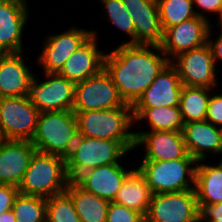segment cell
Segmentation results:
<instances>
[{
    "label": "cell",
    "mask_w": 222,
    "mask_h": 222,
    "mask_svg": "<svg viewBox=\"0 0 222 222\" xmlns=\"http://www.w3.org/2000/svg\"><path fill=\"white\" fill-rule=\"evenodd\" d=\"M169 62L159 45L119 44L105 53L104 69L124 102L133 105Z\"/></svg>",
    "instance_id": "obj_1"
},
{
    "label": "cell",
    "mask_w": 222,
    "mask_h": 222,
    "mask_svg": "<svg viewBox=\"0 0 222 222\" xmlns=\"http://www.w3.org/2000/svg\"><path fill=\"white\" fill-rule=\"evenodd\" d=\"M78 135L120 141L129 151L135 149L132 107L74 111ZM132 127V128H131Z\"/></svg>",
    "instance_id": "obj_2"
},
{
    "label": "cell",
    "mask_w": 222,
    "mask_h": 222,
    "mask_svg": "<svg viewBox=\"0 0 222 222\" xmlns=\"http://www.w3.org/2000/svg\"><path fill=\"white\" fill-rule=\"evenodd\" d=\"M70 181L65 158L36 151L18 189L20 194L47 199L65 192Z\"/></svg>",
    "instance_id": "obj_3"
},
{
    "label": "cell",
    "mask_w": 222,
    "mask_h": 222,
    "mask_svg": "<svg viewBox=\"0 0 222 222\" xmlns=\"http://www.w3.org/2000/svg\"><path fill=\"white\" fill-rule=\"evenodd\" d=\"M78 135L73 110L40 112L31 139L38 152L67 158Z\"/></svg>",
    "instance_id": "obj_4"
},
{
    "label": "cell",
    "mask_w": 222,
    "mask_h": 222,
    "mask_svg": "<svg viewBox=\"0 0 222 222\" xmlns=\"http://www.w3.org/2000/svg\"><path fill=\"white\" fill-rule=\"evenodd\" d=\"M127 153L130 151L120 141L77 135L66 158L68 176L75 180L88 169L119 163Z\"/></svg>",
    "instance_id": "obj_5"
},
{
    "label": "cell",
    "mask_w": 222,
    "mask_h": 222,
    "mask_svg": "<svg viewBox=\"0 0 222 222\" xmlns=\"http://www.w3.org/2000/svg\"><path fill=\"white\" fill-rule=\"evenodd\" d=\"M137 166L153 194L181 192L195 187L197 161L185 158L162 161H141Z\"/></svg>",
    "instance_id": "obj_6"
},
{
    "label": "cell",
    "mask_w": 222,
    "mask_h": 222,
    "mask_svg": "<svg viewBox=\"0 0 222 222\" xmlns=\"http://www.w3.org/2000/svg\"><path fill=\"white\" fill-rule=\"evenodd\" d=\"M39 114L29 95L0 98V129L5 140L31 141Z\"/></svg>",
    "instance_id": "obj_7"
},
{
    "label": "cell",
    "mask_w": 222,
    "mask_h": 222,
    "mask_svg": "<svg viewBox=\"0 0 222 222\" xmlns=\"http://www.w3.org/2000/svg\"><path fill=\"white\" fill-rule=\"evenodd\" d=\"M116 107H132V105L124 102L104 68L98 74L75 84L73 111Z\"/></svg>",
    "instance_id": "obj_8"
},
{
    "label": "cell",
    "mask_w": 222,
    "mask_h": 222,
    "mask_svg": "<svg viewBox=\"0 0 222 222\" xmlns=\"http://www.w3.org/2000/svg\"><path fill=\"white\" fill-rule=\"evenodd\" d=\"M170 63L176 68L183 86L207 87L217 90L219 82L215 60L208 43L184 52Z\"/></svg>",
    "instance_id": "obj_9"
},
{
    "label": "cell",
    "mask_w": 222,
    "mask_h": 222,
    "mask_svg": "<svg viewBox=\"0 0 222 222\" xmlns=\"http://www.w3.org/2000/svg\"><path fill=\"white\" fill-rule=\"evenodd\" d=\"M200 211L195 189L153 194L145 222H197Z\"/></svg>",
    "instance_id": "obj_10"
},
{
    "label": "cell",
    "mask_w": 222,
    "mask_h": 222,
    "mask_svg": "<svg viewBox=\"0 0 222 222\" xmlns=\"http://www.w3.org/2000/svg\"><path fill=\"white\" fill-rule=\"evenodd\" d=\"M44 74L43 81L36 73L33 77L29 94L32 104L40 112L73 110L75 83L58 73Z\"/></svg>",
    "instance_id": "obj_11"
},
{
    "label": "cell",
    "mask_w": 222,
    "mask_h": 222,
    "mask_svg": "<svg viewBox=\"0 0 222 222\" xmlns=\"http://www.w3.org/2000/svg\"><path fill=\"white\" fill-rule=\"evenodd\" d=\"M92 35V30L75 25L63 33L46 35L42 51L36 59L37 66H42L43 73H58L66 60Z\"/></svg>",
    "instance_id": "obj_12"
},
{
    "label": "cell",
    "mask_w": 222,
    "mask_h": 222,
    "mask_svg": "<svg viewBox=\"0 0 222 222\" xmlns=\"http://www.w3.org/2000/svg\"><path fill=\"white\" fill-rule=\"evenodd\" d=\"M211 23L199 16L163 31V39L159 45L168 60L181 53L203 46L208 42Z\"/></svg>",
    "instance_id": "obj_13"
},
{
    "label": "cell",
    "mask_w": 222,
    "mask_h": 222,
    "mask_svg": "<svg viewBox=\"0 0 222 222\" xmlns=\"http://www.w3.org/2000/svg\"><path fill=\"white\" fill-rule=\"evenodd\" d=\"M27 0H0V54L25 52L24 28L30 11Z\"/></svg>",
    "instance_id": "obj_14"
},
{
    "label": "cell",
    "mask_w": 222,
    "mask_h": 222,
    "mask_svg": "<svg viewBox=\"0 0 222 222\" xmlns=\"http://www.w3.org/2000/svg\"><path fill=\"white\" fill-rule=\"evenodd\" d=\"M135 149L145 150L142 161H168L188 155L182 131H139L135 132Z\"/></svg>",
    "instance_id": "obj_15"
},
{
    "label": "cell",
    "mask_w": 222,
    "mask_h": 222,
    "mask_svg": "<svg viewBox=\"0 0 222 222\" xmlns=\"http://www.w3.org/2000/svg\"><path fill=\"white\" fill-rule=\"evenodd\" d=\"M92 32L93 35L66 60L58 72L75 84L98 74L104 68L106 52L98 48L97 31Z\"/></svg>",
    "instance_id": "obj_16"
},
{
    "label": "cell",
    "mask_w": 222,
    "mask_h": 222,
    "mask_svg": "<svg viewBox=\"0 0 222 222\" xmlns=\"http://www.w3.org/2000/svg\"><path fill=\"white\" fill-rule=\"evenodd\" d=\"M133 169H130V166L126 169L121 162L98 166L84 171L74 181L85 191L113 201L123 181Z\"/></svg>",
    "instance_id": "obj_17"
},
{
    "label": "cell",
    "mask_w": 222,
    "mask_h": 222,
    "mask_svg": "<svg viewBox=\"0 0 222 222\" xmlns=\"http://www.w3.org/2000/svg\"><path fill=\"white\" fill-rule=\"evenodd\" d=\"M135 28V44L160 45L163 29L157 0H122Z\"/></svg>",
    "instance_id": "obj_18"
},
{
    "label": "cell",
    "mask_w": 222,
    "mask_h": 222,
    "mask_svg": "<svg viewBox=\"0 0 222 222\" xmlns=\"http://www.w3.org/2000/svg\"><path fill=\"white\" fill-rule=\"evenodd\" d=\"M36 151L31 141L3 140L0 143V184L19 187Z\"/></svg>",
    "instance_id": "obj_19"
},
{
    "label": "cell",
    "mask_w": 222,
    "mask_h": 222,
    "mask_svg": "<svg viewBox=\"0 0 222 222\" xmlns=\"http://www.w3.org/2000/svg\"><path fill=\"white\" fill-rule=\"evenodd\" d=\"M23 53L0 54V98L30 94L35 73L28 67Z\"/></svg>",
    "instance_id": "obj_20"
},
{
    "label": "cell",
    "mask_w": 222,
    "mask_h": 222,
    "mask_svg": "<svg viewBox=\"0 0 222 222\" xmlns=\"http://www.w3.org/2000/svg\"><path fill=\"white\" fill-rule=\"evenodd\" d=\"M182 87L176 68L169 62L132 107L179 106Z\"/></svg>",
    "instance_id": "obj_21"
},
{
    "label": "cell",
    "mask_w": 222,
    "mask_h": 222,
    "mask_svg": "<svg viewBox=\"0 0 222 222\" xmlns=\"http://www.w3.org/2000/svg\"><path fill=\"white\" fill-rule=\"evenodd\" d=\"M182 134L188 154L197 162L208 160L210 153L219 155L222 150V128L207 120L184 123Z\"/></svg>",
    "instance_id": "obj_22"
},
{
    "label": "cell",
    "mask_w": 222,
    "mask_h": 222,
    "mask_svg": "<svg viewBox=\"0 0 222 222\" xmlns=\"http://www.w3.org/2000/svg\"><path fill=\"white\" fill-rule=\"evenodd\" d=\"M197 162L195 172V192L197 205L201 212L206 206L222 202V167Z\"/></svg>",
    "instance_id": "obj_23"
},
{
    "label": "cell",
    "mask_w": 222,
    "mask_h": 222,
    "mask_svg": "<svg viewBox=\"0 0 222 222\" xmlns=\"http://www.w3.org/2000/svg\"><path fill=\"white\" fill-rule=\"evenodd\" d=\"M153 193L138 168L133 169L123 181L114 202L146 216Z\"/></svg>",
    "instance_id": "obj_24"
},
{
    "label": "cell",
    "mask_w": 222,
    "mask_h": 222,
    "mask_svg": "<svg viewBox=\"0 0 222 222\" xmlns=\"http://www.w3.org/2000/svg\"><path fill=\"white\" fill-rule=\"evenodd\" d=\"M65 192L71 197L81 222H106L110 201L85 191L74 180Z\"/></svg>",
    "instance_id": "obj_25"
},
{
    "label": "cell",
    "mask_w": 222,
    "mask_h": 222,
    "mask_svg": "<svg viewBox=\"0 0 222 222\" xmlns=\"http://www.w3.org/2000/svg\"><path fill=\"white\" fill-rule=\"evenodd\" d=\"M134 123L147 121L149 131H182L184 122L179 106L132 107Z\"/></svg>",
    "instance_id": "obj_26"
},
{
    "label": "cell",
    "mask_w": 222,
    "mask_h": 222,
    "mask_svg": "<svg viewBox=\"0 0 222 222\" xmlns=\"http://www.w3.org/2000/svg\"><path fill=\"white\" fill-rule=\"evenodd\" d=\"M214 89L207 87L183 86L179 107L184 123L206 119L208 101Z\"/></svg>",
    "instance_id": "obj_27"
},
{
    "label": "cell",
    "mask_w": 222,
    "mask_h": 222,
    "mask_svg": "<svg viewBox=\"0 0 222 222\" xmlns=\"http://www.w3.org/2000/svg\"><path fill=\"white\" fill-rule=\"evenodd\" d=\"M163 31L197 16L192 0H157Z\"/></svg>",
    "instance_id": "obj_28"
},
{
    "label": "cell",
    "mask_w": 222,
    "mask_h": 222,
    "mask_svg": "<svg viewBox=\"0 0 222 222\" xmlns=\"http://www.w3.org/2000/svg\"><path fill=\"white\" fill-rule=\"evenodd\" d=\"M11 210L16 222H46V198L19 193Z\"/></svg>",
    "instance_id": "obj_29"
},
{
    "label": "cell",
    "mask_w": 222,
    "mask_h": 222,
    "mask_svg": "<svg viewBox=\"0 0 222 222\" xmlns=\"http://www.w3.org/2000/svg\"><path fill=\"white\" fill-rule=\"evenodd\" d=\"M102 3L103 17L112 23L116 29L127 34L130 40L120 44H135V28L133 19L122 0H100ZM106 14V15H105Z\"/></svg>",
    "instance_id": "obj_30"
},
{
    "label": "cell",
    "mask_w": 222,
    "mask_h": 222,
    "mask_svg": "<svg viewBox=\"0 0 222 222\" xmlns=\"http://www.w3.org/2000/svg\"><path fill=\"white\" fill-rule=\"evenodd\" d=\"M46 222H81L74 203L66 192L46 199Z\"/></svg>",
    "instance_id": "obj_31"
},
{
    "label": "cell",
    "mask_w": 222,
    "mask_h": 222,
    "mask_svg": "<svg viewBox=\"0 0 222 222\" xmlns=\"http://www.w3.org/2000/svg\"><path fill=\"white\" fill-rule=\"evenodd\" d=\"M106 222H145V217L136 210L110 201Z\"/></svg>",
    "instance_id": "obj_32"
},
{
    "label": "cell",
    "mask_w": 222,
    "mask_h": 222,
    "mask_svg": "<svg viewBox=\"0 0 222 222\" xmlns=\"http://www.w3.org/2000/svg\"><path fill=\"white\" fill-rule=\"evenodd\" d=\"M197 16L210 21L208 14H216L219 19L222 17V0H192ZM197 9V10H196ZM199 9V11H198ZM205 11V12H204Z\"/></svg>",
    "instance_id": "obj_33"
},
{
    "label": "cell",
    "mask_w": 222,
    "mask_h": 222,
    "mask_svg": "<svg viewBox=\"0 0 222 222\" xmlns=\"http://www.w3.org/2000/svg\"><path fill=\"white\" fill-rule=\"evenodd\" d=\"M205 120L222 128V91L219 94L211 92Z\"/></svg>",
    "instance_id": "obj_34"
},
{
    "label": "cell",
    "mask_w": 222,
    "mask_h": 222,
    "mask_svg": "<svg viewBox=\"0 0 222 222\" xmlns=\"http://www.w3.org/2000/svg\"><path fill=\"white\" fill-rule=\"evenodd\" d=\"M18 194V187L0 184V215L12 209L14 199Z\"/></svg>",
    "instance_id": "obj_35"
},
{
    "label": "cell",
    "mask_w": 222,
    "mask_h": 222,
    "mask_svg": "<svg viewBox=\"0 0 222 222\" xmlns=\"http://www.w3.org/2000/svg\"><path fill=\"white\" fill-rule=\"evenodd\" d=\"M217 27L219 26V35L217 37H215V39H212L211 36L212 35V28L213 25L211 23L210 25V29H209V33H208V44L211 48L212 54H213V58L215 60V64L217 66V62H222V26L219 25L218 23L216 24Z\"/></svg>",
    "instance_id": "obj_36"
},
{
    "label": "cell",
    "mask_w": 222,
    "mask_h": 222,
    "mask_svg": "<svg viewBox=\"0 0 222 222\" xmlns=\"http://www.w3.org/2000/svg\"><path fill=\"white\" fill-rule=\"evenodd\" d=\"M201 222H222V202L208 205L200 212Z\"/></svg>",
    "instance_id": "obj_37"
},
{
    "label": "cell",
    "mask_w": 222,
    "mask_h": 222,
    "mask_svg": "<svg viewBox=\"0 0 222 222\" xmlns=\"http://www.w3.org/2000/svg\"><path fill=\"white\" fill-rule=\"evenodd\" d=\"M0 222H16L12 210L6 211L0 215Z\"/></svg>",
    "instance_id": "obj_38"
},
{
    "label": "cell",
    "mask_w": 222,
    "mask_h": 222,
    "mask_svg": "<svg viewBox=\"0 0 222 222\" xmlns=\"http://www.w3.org/2000/svg\"><path fill=\"white\" fill-rule=\"evenodd\" d=\"M3 140H5V138H4V136H3V134H2V131H1V129H0V143H1Z\"/></svg>",
    "instance_id": "obj_39"
},
{
    "label": "cell",
    "mask_w": 222,
    "mask_h": 222,
    "mask_svg": "<svg viewBox=\"0 0 222 222\" xmlns=\"http://www.w3.org/2000/svg\"><path fill=\"white\" fill-rule=\"evenodd\" d=\"M219 154H222V150L220 151ZM219 160H221V162H219L218 164L222 167V157Z\"/></svg>",
    "instance_id": "obj_40"
},
{
    "label": "cell",
    "mask_w": 222,
    "mask_h": 222,
    "mask_svg": "<svg viewBox=\"0 0 222 222\" xmlns=\"http://www.w3.org/2000/svg\"><path fill=\"white\" fill-rule=\"evenodd\" d=\"M217 23L222 26V17L219 19V21H217Z\"/></svg>",
    "instance_id": "obj_41"
}]
</instances>
